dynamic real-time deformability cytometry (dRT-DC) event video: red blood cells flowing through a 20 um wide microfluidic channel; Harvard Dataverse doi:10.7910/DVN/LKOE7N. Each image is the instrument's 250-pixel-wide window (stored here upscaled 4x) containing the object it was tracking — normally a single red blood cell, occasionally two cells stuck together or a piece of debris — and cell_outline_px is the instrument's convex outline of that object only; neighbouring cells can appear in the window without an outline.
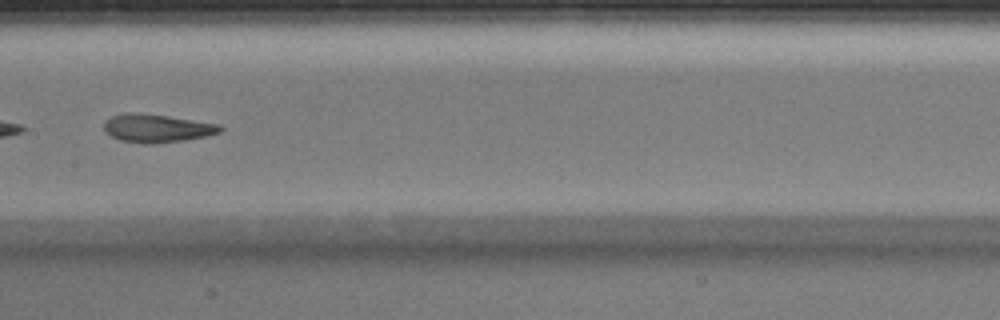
{"species": "Egyptian fruit bat (a non-hibernating species)", "species_latin": "Rousettus aegyptiacus", "temperature_condition": "warm", "stored_images_in_passage": 36, "camera_frame_rate_fps": 3000, "um_per_image_px": 0.085, "animal": {"sex": "male"}, "frame": {"image": 1, "passage_image": 16, "time_ms": 5.0, "image_size_px": [1000, 320], "cell_outline_px": [[224, 128], [220, 132], [208, 136], [184, 140], [144, 144], [120, 140], [104, 132], [104, 120], [112, 116], [128, 112], [168, 116], [220, 124]], "centroid_in_image_um": [13.34, 10.9], "position_along_channel_um": 194.1, "area_um2": 19.02}}
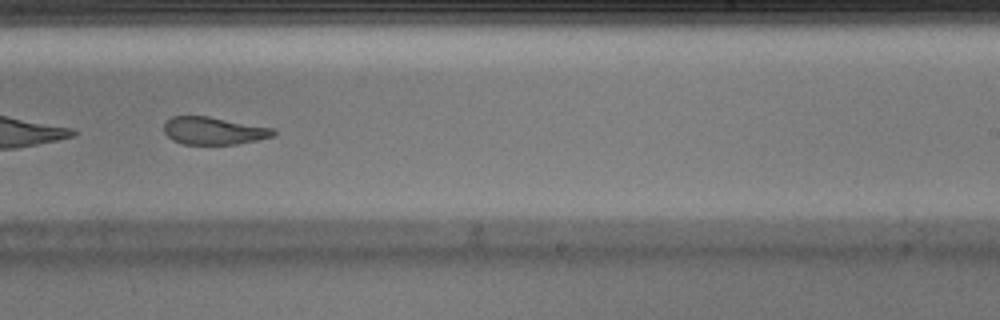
{"frame": {"image": 2, "passage_image": 21, "time_ms": 6.667, "image_size_px": [1000, 320], "cell_outline_px": [[276, 132], [272, 136], [256, 140], [236, 144], [184, 144], [172, 140], [164, 132], [164, 124], [172, 116], [208, 116], [276, 128]], "centroid_in_image_um": [18.17, 11.11], "position_along_channel_um": 270.8, "area_um2": 17.57}}